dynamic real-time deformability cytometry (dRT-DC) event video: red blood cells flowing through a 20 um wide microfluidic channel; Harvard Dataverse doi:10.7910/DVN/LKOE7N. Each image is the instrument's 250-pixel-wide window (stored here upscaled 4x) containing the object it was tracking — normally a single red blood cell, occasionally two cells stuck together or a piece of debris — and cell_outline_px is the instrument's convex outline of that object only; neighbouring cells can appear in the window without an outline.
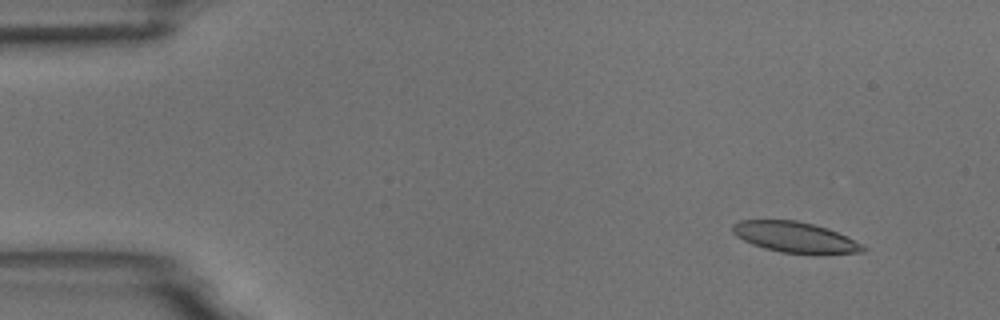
{"species": "common noctule bat (a hibernating species)", "species_latin": "Nyctalus noctula", "temperature_condition": "room temperature", "stored_images_in_passage": 4, "camera_frame_rate_fps": 3000, "um_per_image_px": 0.085, "animal": {"sex": "male", "body_mass_g": 18.8}, "frame": {"image": 1, "passage_image": 1, "time_ms": 0.0, "image_size_px": [1000, 320], "cell_outline_px": [[868, 248], [864, 252], [820, 256], [816, 256], [780, 252], [764, 248], [752, 244], [736, 236], [732, 232], [732, 224], [740, 220], [796, 220], [828, 228], [864, 244]], "centroid_in_image_um": [67.66, 20.2], "position_along_channel_um": 17.3, "area_um2": 24.04}}
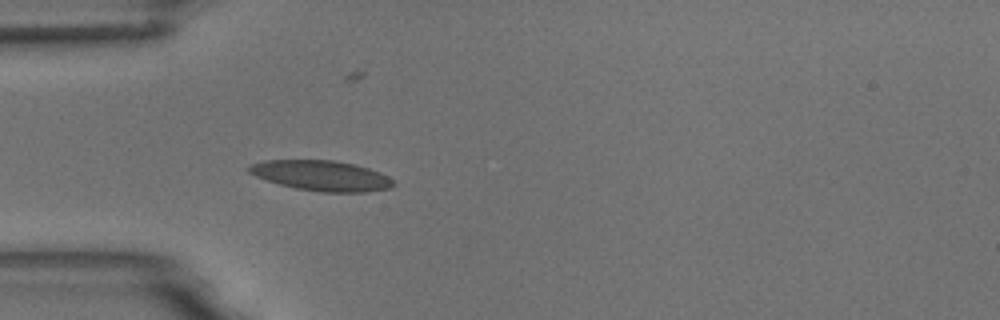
{"frame": {"image": 2, "passage_image": 4, "time_ms": 3.667, "image_size_px": [1000, 320], "cell_outline_px": [[396, 184], [392, 188], [368, 192], [320, 192], [296, 188], [280, 184], [256, 176], [248, 172], [244, 168], [252, 164], [264, 160], [336, 160], [368, 168], [380, 172], [388, 176]], "centroid_in_image_um": [27.34, 14.93], "position_along_channel_um": 57.7, "area_um2": 25.55}}